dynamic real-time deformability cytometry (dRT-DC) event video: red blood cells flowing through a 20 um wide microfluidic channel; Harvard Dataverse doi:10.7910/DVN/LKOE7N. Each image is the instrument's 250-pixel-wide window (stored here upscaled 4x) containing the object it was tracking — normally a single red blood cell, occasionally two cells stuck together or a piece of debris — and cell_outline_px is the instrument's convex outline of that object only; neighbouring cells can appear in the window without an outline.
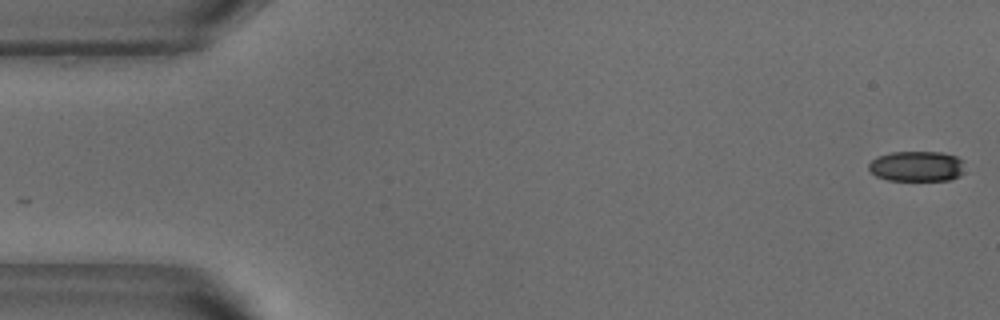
{"species": "common noctule bat (a hibernating species)", "species_latin": "Nyctalus noctula", "temperature_condition": "warm", "stored_images_in_passage": 52, "camera_frame_rate_fps": 3000, "um_per_image_px": 0.085, "animal": {"sex": "male", "body_mass_g": 18.8}, "frame": {"image": 1, "passage_image": 1, "time_ms": 0.0, "image_size_px": [1000, 320], "cell_outline_px": [[964, 160], [960, 176], [948, 180], [888, 180], [876, 176], [868, 168], [868, 164], [876, 156], [892, 152], [940, 152], [956, 156]], "centroid_in_image_um": [77.91, 14.12], "position_along_channel_um": 7.1, "area_um2": 16.99}}
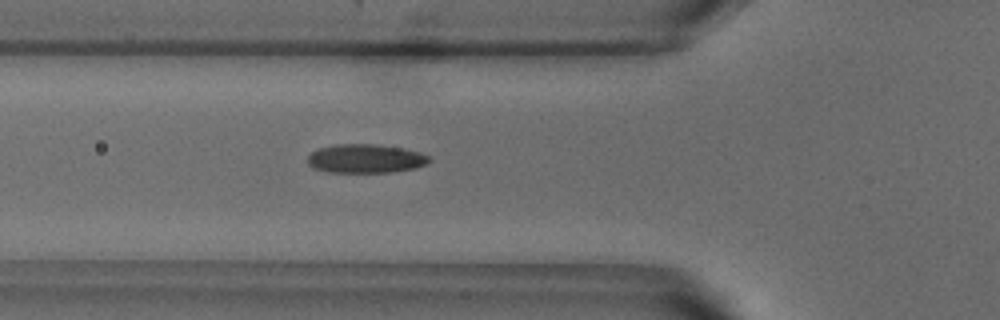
{"frame": {"image": 2, "passage_image": 18, "time_ms": 5.667, "image_size_px": [1000, 320], "cell_outline_px": [[432, 160], [428, 164], [416, 168], [392, 172], [328, 172], [312, 168], [308, 164], [308, 156], [312, 152], [320, 148], [336, 144], [376, 144], [404, 148], [420, 152], [428, 156]], "centroid_in_image_um": [31.1, 13.48], "position_along_channel_um": 94.7, "area_um2": 20.58}}
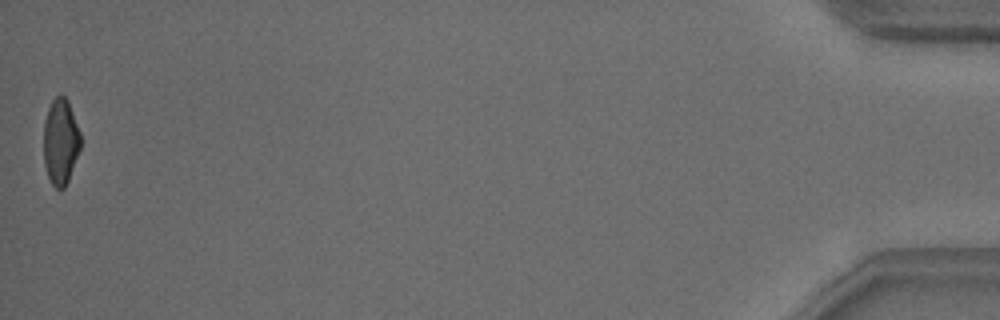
{"frame": {"image": 3, "passage_image": 52, "time_ms": 17.0, "image_size_px": [1000, 320], "cell_outline_px": [[80, 148], [68, 180], [64, 188], [56, 188], [52, 184], [48, 176], [44, 164], [44, 120], [48, 108], [52, 100], [60, 92], [68, 100], [80, 132]], "centroid_in_image_um": [5.14, 12.0], "position_along_channel_um": 430.1, "area_um2": 18.44}, "authors_computed_cell_mechanics": {"area_um2": 19.7676, "velocity_mm_per_s": 3.8358, "shape_relaxation_time_tau1_ms": 4.7647, "shape_relaxation_time_tau2_ms": 2.2637, "deformation_change_tau1": 0.1426, "deformation_change_tau2": 0.0704}}